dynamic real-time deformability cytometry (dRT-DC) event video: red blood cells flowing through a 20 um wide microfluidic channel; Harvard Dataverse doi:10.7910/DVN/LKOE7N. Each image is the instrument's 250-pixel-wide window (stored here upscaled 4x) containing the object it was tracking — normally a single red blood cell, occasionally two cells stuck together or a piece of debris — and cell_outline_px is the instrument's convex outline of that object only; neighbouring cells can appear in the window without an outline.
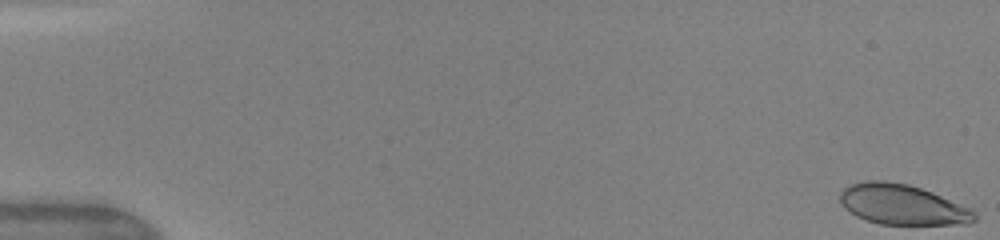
{"species": "human", "species_latin": "Homo sapiens", "temperature_condition": "warm", "stored_images_in_passage": 49, "camera_frame_rate_fps": 3000, "um_per_image_px": 0.085, "donor": {"sex": "female"}, "frame": {"image": 1, "passage_image": 1, "time_ms": 0.0, "image_size_px": [1000, 240], "cell_outline_px": [[976, 220], [968, 224], [880, 224], [856, 216], [844, 208], [840, 200], [840, 192], [848, 184], [864, 180], [884, 180], [908, 184], [932, 192], [972, 208], [976, 212]], "centroid_in_image_um": [76.7, 17.38], "position_along_channel_um": 8.3, "area_um2": 31.73}}
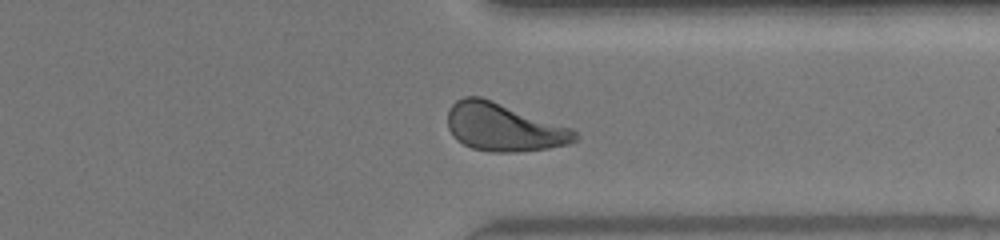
{"frame": {"image": 2, "passage_image": 39, "time_ms": 12.667, "image_size_px": [1000, 240], "cell_outline_px": [[576, 140], [572, 144], [548, 148], [520, 152], [492, 152], [472, 148], [456, 140], [452, 136], [448, 128], [448, 108], [456, 100], [464, 96], [480, 96], [492, 100], [572, 128], [576, 132]], "centroid_in_image_um": [42.8, 10.82], "position_along_channel_um": 368.6, "area_um2": 35.72}}
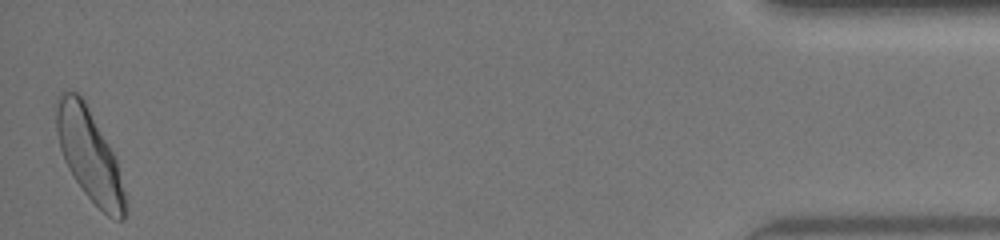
{"frame": {"image": 3, "passage_image": 49, "time_ms": 16.0, "image_size_px": [1000, 240], "cell_outline_px": [[124, 220], [116, 220], [108, 216], [84, 192], [68, 168], [64, 160], [60, 148], [56, 132], [56, 96], [64, 92], [76, 92], [84, 100], [108, 144], [116, 160], [124, 192]], "centroid_in_image_um": [7.55, 13.15], "position_along_channel_um": 427.6, "area_um2": 35.66}, "authors_computed_cell_mechanics": {"area_um2": 34.2754, "velocity_mm_per_s": 4.1529, "shape_relaxation_time_tau1_ms": 3.6889, "shape_relaxation_time_tau2_ms": null, "deformation_change_tau1": 0.1578, "deformation_change_tau2": null}}